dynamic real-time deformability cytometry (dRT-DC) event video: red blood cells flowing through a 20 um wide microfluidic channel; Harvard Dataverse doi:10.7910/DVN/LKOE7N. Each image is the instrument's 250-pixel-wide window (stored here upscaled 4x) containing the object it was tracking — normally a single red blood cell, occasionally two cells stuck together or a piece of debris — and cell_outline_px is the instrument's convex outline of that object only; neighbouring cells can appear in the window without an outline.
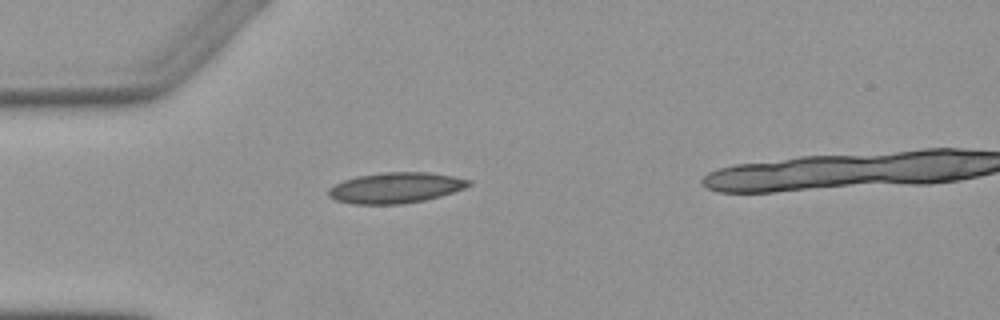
{"species": "Egyptian fruit bat (a non-hibernating species)", "species_latin": "Rousettus aegyptiacus", "temperature_condition": "warm", "stored_images_in_passage": 2, "camera_frame_rate_fps": 3000, "um_per_image_px": 0.085, "animal": {"sex": "female"}, "frame": {"image": 1, "passage_image": 1, "time_ms": 0.0, "image_size_px": [1000, 320], "cell_outline_px": [[472, 184], [464, 188], [440, 196], [424, 200], [400, 204], [352, 204], [336, 200], [328, 196], [328, 188], [344, 180], [356, 176], [380, 172], [428, 172], [452, 176], [472, 180]], "centroid_in_image_um": [33.61, 15.95], "position_along_channel_um": 51.4, "area_um2": 25.09}}